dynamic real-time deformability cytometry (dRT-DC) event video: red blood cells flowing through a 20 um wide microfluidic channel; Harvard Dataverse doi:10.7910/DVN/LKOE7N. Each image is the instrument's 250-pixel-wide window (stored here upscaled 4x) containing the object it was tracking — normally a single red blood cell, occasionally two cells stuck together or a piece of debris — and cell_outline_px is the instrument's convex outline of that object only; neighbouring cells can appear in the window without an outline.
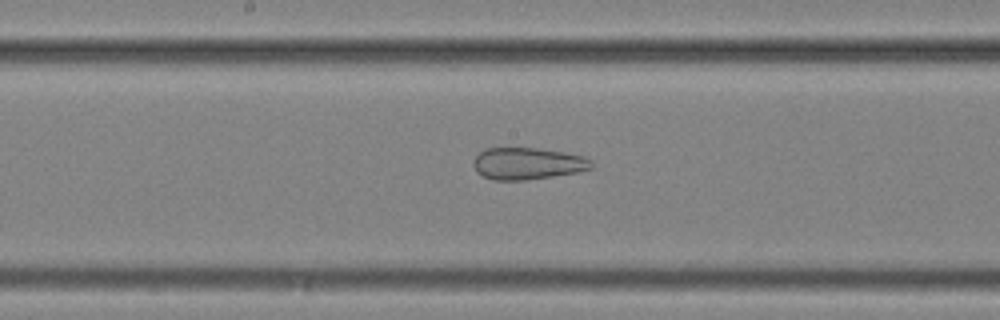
{"species": "common noctule bat (a hibernating species)", "species_latin": "Nyctalus noctula", "temperature_condition": "cold", "stored_images_in_passage": 46, "camera_frame_rate_fps": 3000, "um_per_image_px": 0.085, "animal": {"sex": "female", "body_mass_g": 25.1}, "frame": {"image": 1, "passage_image": 20, "time_ms": 6.333, "image_size_px": [1000, 320], "cell_outline_px": [[592, 168], [576, 172], [552, 176], [524, 180], [492, 180], [476, 172], [472, 164], [476, 156], [484, 148], [536, 148], [564, 152], [584, 156], [592, 160]], "centroid_in_image_um": [44.82, 13.89], "position_along_channel_um": 203.4, "area_um2": 21.91}, "authors_computed_cell_mechanics": {"area_um2": 29.7959, "velocity_mm_per_s": 3.6657, "shape_relaxation_time_tau1_ms": null, "shape_relaxation_time_tau2_ms": 1.8886, "deformation_change_tau1": null, "deformation_change_tau2": 0.1042}}